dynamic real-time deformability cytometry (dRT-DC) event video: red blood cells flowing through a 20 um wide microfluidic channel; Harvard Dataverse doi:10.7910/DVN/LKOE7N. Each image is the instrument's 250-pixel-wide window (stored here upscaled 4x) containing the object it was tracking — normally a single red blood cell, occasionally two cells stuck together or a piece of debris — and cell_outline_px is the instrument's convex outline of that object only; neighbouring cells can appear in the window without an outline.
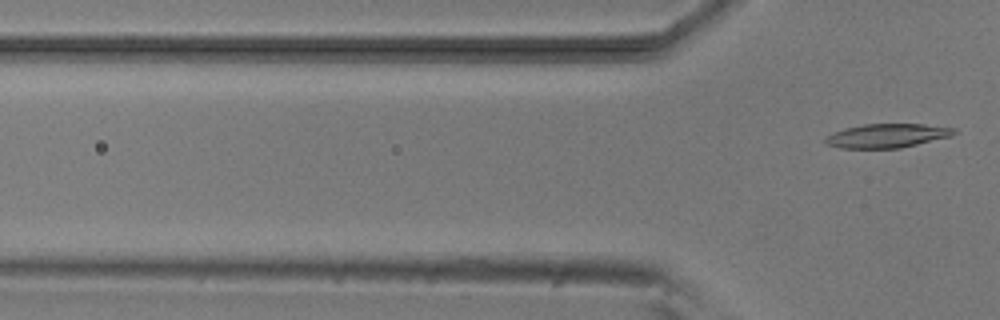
{"species": "common noctule bat (a hibernating species)", "species_latin": "Nyctalus noctula", "temperature_condition": "room temperature", "stored_images_in_passage": 4, "camera_frame_rate_fps": 3000, "um_per_image_px": 0.085, "animal": {"sex": "male", "body_mass_g": 20.5, "forearm_length_mm": 52.5}, "frame": {"image": 1, "passage_image": 4, "time_ms": 3.667, "image_size_px": [1000, 320], "cell_outline_px": [[960, 132], [952, 136], [900, 148], [840, 148], [824, 144], [824, 140], [828, 136], [844, 128], [864, 124], [924, 124], [956, 128]], "centroid_in_image_um": [75.45, 11.53], "position_along_channel_um": 50.3, "area_um2": 18.03}}